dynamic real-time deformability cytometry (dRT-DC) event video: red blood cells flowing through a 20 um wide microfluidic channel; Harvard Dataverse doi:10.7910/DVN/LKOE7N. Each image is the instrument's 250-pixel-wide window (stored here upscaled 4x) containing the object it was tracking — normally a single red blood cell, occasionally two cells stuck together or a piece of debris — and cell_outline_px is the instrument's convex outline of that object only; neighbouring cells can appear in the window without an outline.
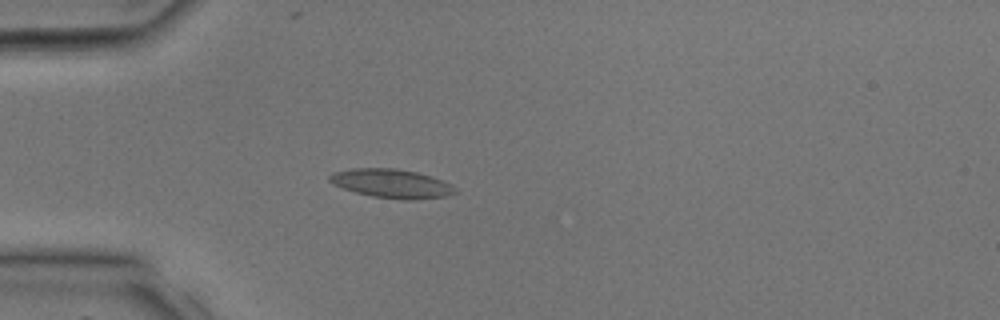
{"species": "common noctule bat (a hibernating species)", "species_latin": "Nyctalus noctula", "temperature_condition": "room temperature", "stored_images_in_passage": 3, "camera_frame_rate_fps": 3000, "um_per_image_px": 0.085, "animal": {"sex": "male", "body_mass_g": 17.9, "forearm_length_mm": 54.2}, "frame": {"image": 1, "passage_image": 3, "time_ms": 0.667, "image_size_px": [1000, 320], "cell_outline_px": [[460, 192], [448, 196], [412, 200], [404, 200], [372, 196], [356, 192], [332, 184], [328, 180], [328, 176], [332, 172], [352, 168], [396, 168], [416, 172], [432, 176], [452, 184]], "centroid_in_image_um": [33.32, 15.6], "position_along_channel_um": 51.7, "area_um2": 21.39}}